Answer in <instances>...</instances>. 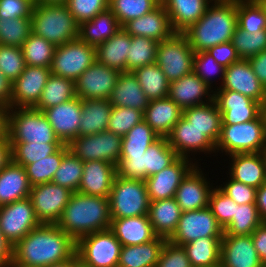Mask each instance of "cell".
Listing matches in <instances>:
<instances>
[{
	"label": "cell",
	"mask_w": 266,
	"mask_h": 267,
	"mask_svg": "<svg viewBox=\"0 0 266 267\" xmlns=\"http://www.w3.org/2000/svg\"><path fill=\"white\" fill-rule=\"evenodd\" d=\"M33 7L29 0H0V20L31 18Z\"/></svg>",
	"instance_id": "obj_62"
},
{
	"label": "cell",
	"mask_w": 266,
	"mask_h": 267,
	"mask_svg": "<svg viewBox=\"0 0 266 267\" xmlns=\"http://www.w3.org/2000/svg\"><path fill=\"white\" fill-rule=\"evenodd\" d=\"M214 101L222 114V125H235L255 120L262 105L232 90H215Z\"/></svg>",
	"instance_id": "obj_17"
},
{
	"label": "cell",
	"mask_w": 266,
	"mask_h": 267,
	"mask_svg": "<svg viewBox=\"0 0 266 267\" xmlns=\"http://www.w3.org/2000/svg\"><path fill=\"white\" fill-rule=\"evenodd\" d=\"M76 241L56 224L41 223L13 246L12 263L22 267H48L71 259Z\"/></svg>",
	"instance_id": "obj_1"
},
{
	"label": "cell",
	"mask_w": 266,
	"mask_h": 267,
	"mask_svg": "<svg viewBox=\"0 0 266 267\" xmlns=\"http://www.w3.org/2000/svg\"><path fill=\"white\" fill-rule=\"evenodd\" d=\"M12 161V146L9 138L0 140V171Z\"/></svg>",
	"instance_id": "obj_68"
},
{
	"label": "cell",
	"mask_w": 266,
	"mask_h": 267,
	"mask_svg": "<svg viewBox=\"0 0 266 267\" xmlns=\"http://www.w3.org/2000/svg\"><path fill=\"white\" fill-rule=\"evenodd\" d=\"M197 161L179 157L170 166L146 178L145 183L150 201L173 198L182 179L196 164L200 163Z\"/></svg>",
	"instance_id": "obj_18"
},
{
	"label": "cell",
	"mask_w": 266,
	"mask_h": 267,
	"mask_svg": "<svg viewBox=\"0 0 266 267\" xmlns=\"http://www.w3.org/2000/svg\"><path fill=\"white\" fill-rule=\"evenodd\" d=\"M262 267H266V262L265 263H262Z\"/></svg>",
	"instance_id": "obj_80"
},
{
	"label": "cell",
	"mask_w": 266,
	"mask_h": 267,
	"mask_svg": "<svg viewBox=\"0 0 266 267\" xmlns=\"http://www.w3.org/2000/svg\"><path fill=\"white\" fill-rule=\"evenodd\" d=\"M31 187L25 168L12 160L0 171V207L29 197Z\"/></svg>",
	"instance_id": "obj_32"
},
{
	"label": "cell",
	"mask_w": 266,
	"mask_h": 267,
	"mask_svg": "<svg viewBox=\"0 0 266 267\" xmlns=\"http://www.w3.org/2000/svg\"><path fill=\"white\" fill-rule=\"evenodd\" d=\"M72 267H89V266L83 264L79 259H77V260L74 262V264H73Z\"/></svg>",
	"instance_id": "obj_73"
},
{
	"label": "cell",
	"mask_w": 266,
	"mask_h": 267,
	"mask_svg": "<svg viewBox=\"0 0 266 267\" xmlns=\"http://www.w3.org/2000/svg\"><path fill=\"white\" fill-rule=\"evenodd\" d=\"M56 46L43 37L31 33L21 47L28 66L51 67Z\"/></svg>",
	"instance_id": "obj_46"
},
{
	"label": "cell",
	"mask_w": 266,
	"mask_h": 267,
	"mask_svg": "<svg viewBox=\"0 0 266 267\" xmlns=\"http://www.w3.org/2000/svg\"><path fill=\"white\" fill-rule=\"evenodd\" d=\"M215 149L216 153L224 152L227 156L263 152L266 149V124L263 113L252 121L221 125L220 137Z\"/></svg>",
	"instance_id": "obj_5"
},
{
	"label": "cell",
	"mask_w": 266,
	"mask_h": 267,
	"mask_svg": "<svg viewBox=\"0 0 266 267\" xmlns=\"http://www.w3.org/2000/svg\"><path fill=\"white\" fill-rule=\"evenodd\" d=\"M79 136L95 135L107 131L113 106L108 99L82 100Z\"/></svg>",
	"instance_id": "obj_38"
},
{
	"label": "cell",
	"mask_w": 266,
	"mask_h": 267,
	"mask_svg": "<svg viewBox=\"0 0 266 267\" xmlns=\"http://www.w3.org/2000/svg\"><path fill=\"white\" fill-rule=\"evenodd\" d=\"M182 110L214 100V90L204 83L193 71L170 82L168 96Z\"/></svg>",
	"instance_id": "obj_24"
},
{
	"label": "cell",
	"mask_w": 266,
	"mask_h": 267,
	"mask_svg": "<svg viewBox=\"0 0 266 267\" xmlns=\"http://www.w3.org/2000/svg\"><path fill=\"white\" fill-rule=\"evenodd\" d=\"M237 27V0H214L205 14L183 34L193 52L230 42Z\"/></svg>",
	"instance_id": "obj_2"
},
{
	"label": "cell",
	"mask_w": 266,
	"mask_h": 267,
	"mask_svg": "<svg viewBox=\"0 0 266 267\" xmlns=\"http://www.w3.org/2000/svg\"><path fill=\"white\" fill-rule=\"evenodd\" d=\"M132 72L149 101L168 96L170 82L156 63L138 67Z\"/></svg>",
	"instance_id": "obj_41"
},
{
	"label": "cell",
	"mask_w": 266,
	"mask_h": 267,
	"mask_svg": "<svg viewBox=\"0 0 266 267\" xmlns=\"http://www.w3.org/2000/svg\"><path fill=\"white\" fill-rule=\"evenodd\" d=\"M25 67L26 63L20 47L0 44V71L5 77L13 83Z\"/></svg>",
	"instance_id": "obj_56"
},
{
	"label": "cell",
	"mask_w": 266,
	"mask_h": 267,
	"mask_svg": "<svg viewBox=\"0 0 266 267\" xmlns=\"http://www.w3.org/2000/svg\"><path fill=\"white\" fill-rule=\"evenodd\" d=\"M159 138L155 131L142 120L122 137L121 155L144 154Z\"/></svg>",
	"instance_id": "obj_45"
},
{
	"label": "cell",
	"mask_w": 266,
	"mask_h": 267,
	"mask_svg": "<svg viewBox=\"0 0 266 267\" xmlns=\"http://www.w3.org/2000/svg\"><path fill=\"white\" fill-rule=\"evenodd\" d=\"M76 23L92 20L109 8V0H67L66 4Z\"/></svg>",
	"instance_id": "obj_57"
},
{
	"label": "cell",
	"mask_w": 266,
	"mask_h": 267,
	"mask_svg": "<svg viewBox=\"0 0 266 267\" xmlns=\"http://www.w3.org/2000/svg\"><path fill=\"white\" fill-rule=\"evenodd\" d=\"M10 108L0 104V140L8 139Z\"/></svg>",
	"instance_id": "obj_70"
},
{
	"label": "cell",
	"mask_w": 266,
	"mask_h": 267,
	"mask_svg": "<svg viewBox=\"0 0 266 267\" xmlns=\"http://www.w3.org/2000/svg\"><path fill=\"white\" fill-rule=\"evenodd\" d=\"M208 52L220 65L227 68L240 60L232 42L221 43L208 49Z\"/></svg>",
	"instance_id": "obj_63"
},
{
	"label": "cell",
	"mask_w": 266,
	"mask_h": 267,
	"mask_svg": "<svg viewBox=\"0 0 266 267\" xmlns=\"http://www.w3.org/2000/svg\"><path fill=\"white\" fill-rule=\"evenodd\" d=\"M31 18L32 32L55 46L78 38L79 25L65 4H36Z\"/></svg>",
	"instance_id": "obj_4"
},
{
	"label": "cell",
	"mask_w": 266,
	"mask_h": 267,
	"mask_svg": "<svg viewBox=\"0 0 266 267\" xmlns=\"http://www.w3.org/2000/svg\"><path fill=\"white\" fill-rule=\"evenodd\" d=\"M169 145L175 150L179 157L192 159L190 155L208 153L216 154L215 144L206 137L200 130L193 127L183 116L173 127L171 133L167 136ZM191 153V154H190Z\"/></svg>",
	"instance_id": "obj_22"
},
{
	"label": "cell",
	"mask_w": 266,
	"mask_h": 267,
	"mask_svg": "<svg viewBox=\"0 0 266 267\" xmlns=\"http://www.w3.org/2000/svg\"><path fill=\"white\" fill-rule=\"evenodd\" d=\"M110 230L122 246L140 245L157 237L148 215L112 219Z\"/></svg>",
	"instance_id": "obj_28"
},
{
	"label": "cell",
	"mask_w": 266,
	"mask_h": 267,
	"mask_svg": "<svg viewBox=\"0 0 266 267\" xmlns=\"http://www.w3.org/2000/svg\"><path fill=\"white\" fill-rule=\"evenodd\" d=\"M62 145L63 143H11L12 160L24 167L55 153Z\"/></svg>",
	"instance_id": "obj_51"
},
{
	"label": "cell",
	"mask_w": 266,
	"mask_h": 267,
	"mask_svg": "<svg viewBox=\"0 0 266 267\" xmlns=\"http://www.w3.org/2000/svg\"><path fill=\"white\" fill-rule=\"evenodd\" d=\"M178 158L167 137H160L144 153L145 179L170 166Z\"/></svg>",
	"instance_id": "obj_42"
},
{
	"label": "cell",
	"mask_w": 266,
	"mask_h": 267,
	"mask_svg": "<svg viewBox=\"0 0 266 267\" xmlns=\"http://www.w3.org/2000/svg\"><path fill=\"white\" fill-rule=\"evenodd\" d=\"M67 0H38V4H66Z\"/></svg>",
	"instance_id": "obj_72"
},
{
	"label": "cell",
	"mask_w": 266,
	"mask_h": 267,
	"mask_svg": "<svg viewBox=\"0 0 266 267\" xmlns=\"http://www.w3.org/2000/svg\"><path fill=\"white\" fill-rule=\"evenodd\" d=\"M78 259L77 255L75 254L71 259L64 261V262H60V263H56V264H52L49 265L48 267H72L74 262Z\"/></svg>",
	"instance_id": "obj_71"
},
{
	"label": "cell",
	"mask_w": 266,
	"mask_h": 267,
	"mask_svg": "<svg viewBox=\"0 0 266 267\" xmlns=\"http://www.w3.org/2000/svg\"><path fill=\"white\" fill-rule=\"evenodd\" d=\"M120 73L96 60L75 80L76 97L82 100L109 99Z\"/></svg>",
	"instance_id": "obj_15"
},
{
	"label": "cell",
	"mask_w": 266,
	"mask_h": 267,
	"mask_svg": "<svg viewBox=\"0 0 266 267\" xmlns=\"http://www.w3.org/2000/svg\"><path fill=\"white\" fill-rule=\"evenodd\" d=\"M262 113L265 119V124H266V100L265 102L262 104Z\"/></svg>",
	"instance_id": "obj_74"
},
{
	"label": "cell",
	"mask_w": 266,
	"mask_h": 267,
	"mask_svg": "<svg viewBox=\"0 0 266 267\" xmlns=\"http://www.w3.org/2000/svg\"><path fill=\"white\" fill-rule=\"evenodd\" d=\"M75 97V81L51 73L38 103L33 108L42 111Z\"/></svg>",
	"instance_id": "obj_40"
},
{
	"label": "cell",
	"mask_w": 266,
	"mask_h": 267,
	"mask_svg": "<svg viewBox=\"0 0 266 267\" xmlns=\"http://www.w3.org/2000/svg\"><path fill=\"white\" fill-rule=\"evenodd\" d=\"M193 72L210 88L215 90L213 87V82L216 83L214 77H217L216 75H218L222 85L224 81L225 67L220 65L208 52L201 51L195 53Z\"/></svg>",
	"instance_id": "obj_55"
},
{
	"label": "cell",
	"mask_w": 266,
	"mask_h": 267,
	"mask_svg": "<svg viewBox=\"0 0 266 267\" xmlns=\"http://www.w3.org/2000/svg\"><path fill=\"white\" fill-rule=\"evenodd\" d=\"M96 60V47L77 38L56 46L50 71L75 81Z\"/></svg>",
	"instance_id": "obj_10"
},
{
	"label": "cell",
	"mask_w": 266,
	"mask_h": 267,
	"mask_svg": "<svg viewBox=\"0 0 266 267\" xmlns=\"http://www.w3.org/2000/svg\"><path fill=\"white\" fill-rule=\"evenodd\" d=\"M8 138L10 143H62L40 110L10 108Z\"/></svg>",
	"instance_id": "obj_7"
},
{
	"label": "cell",
	"mask_w": 266,
	"mask_h": 267,
	"mask_svg": "<svg viewBox=\"0 0 266 267\" xmlns=\"http://www.w3.org/2000/svg\"><path fill=\"white\" fill-rule=\"evenodd\" d=\"M34 6L38 4V0H29Z\"/></svg>",
	"instance_id": "obj_77"
},
{
	"label": "cell",
	"mask_w": 266,
	"mask_h": 267,
	"mask_svg": "<svg viewBox=\"0 0 266 267\" xmlns=\"http://www.w3.org/2000/svg\"><path fill=\"white\" fill-rule=\"evenodd\" d=\"M67 146L83 162L99 160L117 166L121 156L122 137L110 131H102L95 135L78 136Z\"/></svg>",
	"instance_id": "obj_11"
},
{
	"label": "cell",
	"mask_w": 266,
	"mask_h": 267,
	"mask_svg": "<svg viewBox=\"0 0 266 267\" xmlns=\"http://www.w3.org/2000/svg\"><path fill=\"white\" fill-rule=\"evenodd\" d=\"M209 208L224 229L232 220L235 212V201L224 194L217 186L211 191Z\"/></svg>",
	"instance_id": "obj_58"
},
{
	"label": "cell",
	"mask_w": 266,
	"mask_h": 267,
	"mask_svg": "<svg viewBox=\"0 0 266 267\" xmlns=\"http://www.w3.org/2000/svg\"><path fill=\"white\" fill-rule=\"evenodd\" d=\"M13 260V245L3 236L0 230V267H8Z\"/></svg>",
	"instance_id": "obj_66"
},
{
	"label": "cell",
	"mask_w": 266,
	"mask_h": 267,
	"mask_svg": "<svg viewBox=\"0 0 266 267\" xmlns=\"http://www.w3.org/2000/svg\"><path fill=\"white\" fill-rule=\"evenodd\" d=\"M264 8L265 12H266V0H257Z\"/></svg>",
	"instance_id": "obj_75"
},
{
	"label": "cell",
	"mask_w": 266,
	"mask_h": 267,
	"mask_svg": "<svg viewBox=\"0 0 266 267\" xmlns=\"http://www.w3.org/2000/svg\"><path fill=\"white\" fill-rule=\"evenodd\" d=\"M157 41L142 36H131V45L127 54L126 72L156 63Z\"/></svg>",
	"instance_id": "obj_47"
},
{
	"label": "cell",
	"mask_w": 266,
	"mask_h": 267,
	"mask_svg": "<svg viewBox=\"0 0 266 267\" xmlns=\"http://www.w3.org/2000/svg\"><path fill=\"white\" fill-rule=\"evenodd\" d=\"M228 175L243 184L259 188L266 183L265 163L262 152L237 153L228 157Z\"/></svg>",
	"instance_id": "obj_27"
},
{
	"label": "cell",
	"mask_w": 266,
	"mask_h": 267,
	"mask_svg": "<svg viewBox=\"0 0 266 267\" xmlns=\"http://www.w3.org/2000/svg\"><path fill=\"white\" fill-rule=\"evenodd\" d=\"M156 1H158L160 4L164 2V0H156Z\"/></svg>",
	"instance_id": "obj_79"
},
{
	"label": "cell",
	"mask_w": 266,
	"mask_h": 267,
	"mask_svg": "<svg viewBox=\"0 0 266 267\" xmlns=\"http://www.w3.org/2000/svg\"><path fill=\"white\" fill-rule=\"evenodd\" d=\"M72 194L73 192L64 186L48 182L32 186L29 198L40 223L56 224Z\"/></svg>",
	"instance_id": "obj_14"
},
{
	"label": "cell",
	"mask_w": 266,
	"mask_h": 267,
	"mask_svg": "<svg viewBox=\"0 0 266 267\" xmlns=\"http://www.w3.org/2000/svg\"><path fill=\"white\" fill-rule=\"evenodd\" d=\"M262 222L255 203H235L234 216L224 228V235H251Z\"/></svg>",
	"instance_id": "obj_44"
},
{
	"label": "cell",
	"mask_w": 266,
	"mask_h": 267,
	"mask_svg": "<svg viewBox=\"0 0 266 267\" xmlns=\"http://www.w3.org/2000/svg\"><path fill=\"white\" fill-rule=\"evenodd\" d=\"M255 205L263 222H266V183L257 188Z\"/></svg>",
	"instance_id": "obj_69"
},
{
	"label": "cell",
	"mask_w": 266,
	"mask_h": 267,
	"mask_svg": "<svg viewBox=\"0 0 266 267\" xmlns=\"http://www.w3.org/2000/svg\"><path fill=\"white\" fill-rule=\"evenodd\" d=\"M254 247L262 263L266 262V222H262L251 234Z\"/></svg>",
	"instance_id": "obj_64"
},
{
	"label": "cell",
	"mask_w": 266,
	"mask_h": 267,
	"mask_svg": "<svg viewBox=\"0 0 266 267\" xmlns=\"http://www.w3.org/2000/svg\"><path fill=\"white\" fill-rule=\"evenodd\" d=\"M214 0H164L173 30L183 33L196 23Z\"/></svg>",
	"instance_id": "obj_30"
},
{
	"label": "cell",
	"mask_w": 266,
	"mask_h": 267,
	"mask_svg": "<svg viewBox=\"0 0 266 267\" xmlns=\"http://www.w3.org/2000/svg\"><path fill=\"white\" fill-rule=\"evenodd\" d=\"M111 220L107 197L73 192L56 225L77 241L87 234L110 229Z\"/></svg>",
	"instance_id": "obj_3"
},
{
	"label": "cell",
	"mask_w": 266,
	"mask_h": 267,
	"mask_svg": "<svg viewBox=\"0 0 266 267\" xmlns=\"http://www.w3.org/2000/svg\"><path fill=\"white\" fill-rule=\"evenodd\" d=\"M130 45L131 35L121 27L111 38L96 46L97 61L109 68L126 72Z\"/></svg>",
	"instance_id": "obj_35"
},
{
	"label": "cell",
	"mask_w": 266,
	"mask_h": 267,
	"mask_svg": "<svg viewBox=\"0 0 266 267\" xmlns=\"http://www.w3.org/2000/svg\"><path fill=\"white\" fill-rule=\"evenodd\" d=\"M159 5L156 0H109V9L121 27L130 20L153 11Z\"/></svg>",
	"instance_id": "obj_50"
},
{
	"label": "cell",
	"mask_w": 266,
	"mask_h": 267,
	"mask_svg": "<svg viewBox=\"0 0 266 267\" xmlns=\"http://www.w3.org/2000/svg\"><path fill=\"white\" fill-rule=\"evenodd\" d=\"M121 28L116 16L108 8L97 14L92 20L79 25L78 38L97 46L111 38Z\"/></svg>",
	"instance_id": "obj_37"
},
{
	"label": "cell",
	"mask_w": 266,
	"mask_h": 267,
	"mask_svg": "<svg viewBox=\"0 0 266 267\" xmlns=\"http://www.w3.org/2000/svg\"><path fill=\"white\" fill-rule=\"evenodd\" d=\"M237 26L255 33L266 30V12L257 0H237Z\"/></svg>",
	"instance_id": "obj_49"
},
{
	"label": "cell",
	"mask_w": 266,
	"mask_h": 267,
	"mask_svg": "<svg viewBox=\"0 0 266 267\" xmlns=\"http://www.w3.org/2000/svg\"><path fill=\"white\" fill-rule=\"evenodd\" d=\"M32 33V18L0 20V44L22 47Z\"/></svg>",
	"instance_id": "obj_52"
},
{
	"label": "cell",
	"mask_w": 266,
	"mask_h": 267,
	"mask_svg": "<svg viewBox=\"0 0 266 267\" xmlns=\"http://www.w3.org/2000/svg\"><path fill=\"white\" fill-rule=\"evenodd\" d=\"M8 267H22V266H19V265H16L14 263H11Z\"/></svg>",
	"instance_id": "obj_78"
},
{
	"label": "cell",
	"mask_w": 266,
	"mask_h": 267,
	"mask_svg": "<svg viewBox=\"0 0 266 267\" xmlns=\"http://www.w3.org/2000/svg\"><path fill=\"white\" fill-rule=\"evenodd\" d=\"M262 156H263V159H264L265 171H266V149L262 152Z\"/></svg>",
	"instance_id": "obj_76"
},
{
	"label": "cell",
	"mask_w": 266,
	"mask_h": 267,
	"mask_svg": "<svg viewBox=\"0 0 266 267\" xmlns=\"http://www.w3.org/2000/svg\"><path fill=\"white\" fill-rule=\"evenodd\" d=\"M116 175V166L107 161L84 162L78 192L84 195L108 198Z\"/></svg>",
	"instance_id": "obj_26"
},
{
	"label": "cell",
	"mask_w": 266,
	"mask_h": 267,
	"mask_svg": "<svg viewBox=\"0 0 266 267\" xmlns=\"http://www.w3.org/2000/svg\"><path fill=\"white\" fill-rule=\"evenodd\" d=\"M253 72L266 89V50L248 58Z\"/></svg>",
	"instance_id": "obj_65"
},
{
	"label": "cell",
	"mask_w": 266,
	"mask_h": 267,
	"mask_svg": "<svg viewBox=\"0 0 266 267\" xmlns=\"http://www.w3.org/2000/svg\"><path fill=\"white\" fill-rule=\"evenodd\" d=\"M108 100L113 107L134 108L143 113L149 105V99L131 71L120 73Z\"/></svg>",
	"instance_id": "obj_31"
},
{
	"label": "cell",
	"mask_w": 266,
	"mask_h": 267,
	"mask_svg": "<svg viewBox=\"0 0 266 267\" xmlns=\"http://www.w3.org/2000/svg\"><path fill=\"white\" fill-rule=\"evenodd\" d=\"M40 224L29 197L0 207V230L13 246Z\"/></svg>",
	"instance_id": "obj_13"
},
{
	"label": "cell",
	"mask_w": 266,
	"mask_h": 267,
	"mask_svg": "<svg viewBox=\"0 0 266 267\" xmlns=\"http://www.w3.org/2000/svg\"><path fill=\"white\" fill-rule=\"evenodd\" d=\"M144 121L159 137H167L182 116V109L168 97L150 100Z\"/></svg>",
	"instance_id": "obj_29"
},
{
	"label": "cell",
	"mask_w": 266,
	"mask_h": 267,
	"mask_svg": "<svg viewBox=\"0 0 266 267\" xmlns=\"http://www.w3.org/2000/svg\"><path fill=\"white\" fill-rule=\"evenodd\" d=\"M156 267H192L182 245L166 240Z\"/></svg>",
	"instance_id": "obj_60"
},
{
	"label": "cell",
	"mask_w": 266,
	"mask_h": 267,
	"mask_svg": "<svg viewBox=\"0 0 266 267\" xmlns=\"http://www.w3.org/2000/svg\"><path fill=\"white\" fill-rule=\"evenodd\" d=\"M13 83L0 71V104L11 108Z\"/></svg>",
	"instance_id": "obj_67"
},
{
	"label": "cell",
	"mask_w": 266,
	"mask_h": 267,
	"mask_svg": "<svg viewBox=\"0 0 266 267\" xmlns=\"http://www.w3.org/2000/svg\"><path fill=\"white\" fill-rule=\"evenodd\" d=\"M167 239L154 240L132 246H122L117 267H156Z\"/></svg>",
	"instance_id": "obj_36"
},
{
	"label": "cell",
	"mask_w": 266,
	"mask_h": 267,
	"mask_svg": "<svg viewBox=\"0 0 266 267\" xmlns=\"http://www.w3.org/2000/svg\"><path fill=\"white\" fill-rule=\"evenodd\" d=\"M222 237H202L184 244L192 267H220Z\"/></svg>",
	"instance_id": "obj_39"
},
{
	"label": "cell",
	"mask_w": 266,
	"mask_h": 267,
	"mask_svg": "<svg viewBox=\"0 0 266 267\" xmlns=\"http://www.w3.org/2000/svg\"><path fill=\"white\" fill-rule=\"evenodd\" d=\"M215 90H232L259 102L266 100V89L252 70L248 59H240L225 68L224 81Z\"/></svg>",
	"instance_id": "obj_20"
},
{
	"label": "cell",
	"mask_w": 266,
	"mask_h": 267,
	"mask_svg": "<svg viewBox=\"0 0 266 267\" xmlns=\"http://www.w3.org/2000/svg\"><path fill=\"white\" fill-rule=\"evenodd\" d=\"M182 116L215 145L220 137L222 114L215 101L182 110Z\"/></svg>",
	"instance_id": "obj_33"
},
{
	"label": "cell",
	"mask_w": 266,
	"mask_h": 267,
	"mask_svg": "<svg viewBox=\"0 0 266 267\" xmlns=\"http://www.w3.org/2000/svg\"><path fill=\"white\" fill-rule=\"evenodd\" d=\"M82 99L75 97L62 104L42 110L55 135L63 144L79 136Z\"/></svg>",
	"instance_id": "obj_21"
},
{
	"label": "cell",
	"mask_w": 266,
	"mask_h": 267,
	"mask_svg": "<svg viewBox=\"0 0 266 267\" xmlns=\"http://www.w3.org/2000/svg\"><path fill=\"white\" fill-rule=\"evenodd\" d=\"M121 248L110 229L87 234L76 241V255L89 267H117Z\"/></svg>",
	"instance_id": "obj_8"
},
{
	"label": "cell",
	"mask_w": 266,
	"mask_h": 267,
	"mask_svg": "<svg viewBox=\"0 0 266 267\" xmlns=\"http://www.w3.org/2000/svg\"><path fill=\"white\" fill-rule=\"evenodd\" d=\"M224 229L218 223L209 207L182 212L176 230L168 239L177 245H184L202 237H223Z\"/></svg>",
	"instance_id": "obj_12"
},
{
	"label": "cell",
	"mask_w": 266,
	"mask_h": 267,
	"mask_svg": "<svg viewBox=\"0 0 266 267\" xmlns=\"http://www.w3.org/2000/svg\"><path fill=\"white\" fill-rule=\"evenodd\" d=\"M117 176L145 180L144 154L121 155L116 166Z\"/></svg>",
	"instance_id": "obj_61"
},
{
	"label": "cell",
	"mask_w": 266,
	"mask_h": 267,
	"mask_svg": "<svg viewBox=\"0 0 266 267\" xmlns=\"http://www.w3.org/2000/svg\"><path fill=\"white\" fill-rule=\"evenodd\" d=\"M182 210L175 198L151 201L148 219L158 237L169 239L176 230Z\"/></svg>",
	"instance_id": "obj_34"
},
{
	"label": "cell",
	"mask_w": 266,
	"mask_h": 267,
	"mask_svg": "<svg viewBox=\"0 0 266 267\" xmlns=\"http://www.w3.org/2000/svg\"><path fill=\"white\" fill-rule=\"evenodd\" d=\"M50 74L49 67L26 65L13 82L11 108H33L38 103Z\"/></svg>",
	"instance_id": "obj_19"
},
{
	"label": "cell",
	"mask_w": 266,
	"mask_h": 267,
	"mask_svg": "<svg viewBox=\"0 0 266 267\" xmlns=\"http://www.w3.org/2000/svg\"><path fill=\"white\" fill-rule=\"evenodd\" d=\"M83 167L84 162L68 149L67 144H64V157L51 182L64 186L72 192H78Z\"/></svg>",
	"instance_id": "obj_43"
},
{
	"label": "cell",
	"mask_w": 266,
	"mask_h": 267,
	"mask_svg": "<svg viewBox=\"0 0 266 267\" xmlns=\"http://www.w3.org/2000/svg\"><path fill=\"white\" fill-rule=\"evenodd\" d=\"M220 267H262L251 235H223Z\"/></svg>",
	"instance_id": "obj_23"
},
{
	"label": "cell",
	"mask_w": 266,
	"mask_h": 267,
	"mask_svg": "<svg viewBox=\"0 0 266 267\" xmlns=\"http://www.w3.org/2000/svg\"><path fill=\"white\" fill-rule=\"evenodd\" d=\"M231 42L240 59H248L266 50V30L249 33L237 26Z\"/></svg>",
	"instance_id": "obj_53"
},
{
	"label": "cell",
	"mask_w": 266,
	"mask_h": 267,
	"mask_svg": "<svg viewBox=\"0 0 266 267\" xmlns=\"http://www.w3.org/2000/svg\"><path fill=\"white\" fill-rule=\"evenodd\" d=\"M111 219L147 215L150 198L145 180L115 177L109 194Z\"/></svg>",
	"instance_id": "obj_6"
},
{
	"label": "cell",
	"mask_w": 266,
	"mask_h": 267,
	"mask_svg": "<svg viewBox=\"0 0 266 267\" xmlns=\"http://www.w3.org/2000/svg\"><path fill=\"white\" fill-rule=\"evenodd\" d=\"M226 181L227 182H223V184L219 186L217 185V187L224 194L233 199L235 203L238 205L255 203L257 188L238 182L230 176Z\"/></svg>",
	"instance_id": "obj_59"
},
{
	"label": "cell",
	"mask_w": 266,
	"mask_h": 267,
	"mask_svg": "<svg viewBox=\"0 0 266 267\" xmlns=\"http://www.w3.org/2000/svg\"><path fill=\"white\" fill-rule=\"evenodd\" d=\"M143 119L144 114L140 110L127 107H113L109 117L107 131L124 137L136 124L140 123Z\"/></svg>",
	"instance_id": "obj_54"
},
{
	"label": "cell",
	"mask_w": 266,
	"mask_h": 267,
	"mask_svg": "<svg viewBox=\"0 0 266 267\" xmlns=\"http://www.w3.org/2000/svg\"><path fill=\"white\" fill-rule=\"evenodd\" d=\"M64 157V144L53 154L24 166L31 186L51 182Z\"/></svg>",
	"instance_id": "obj_48"
},
{
	"label": "cell",
	"mask_w": 266,
	"mask_h": 267,
	"mask_svg": "<svg viewBox=\"0 0 266 267\" xmlns=\"http://www.w3.org/2000/svg\"><path fill=\"white\" fill-rule=\"evenodd\" d=\"M194 56L187 37L183 33H175L158 43L156 64L172 82L193 71Z\"/></svg>",
	"instance_id": "obj_9"
},
{
	"label": "cell",
	"mask_w": 266,
	"mask_h": 267,
	"mask_svg": "<svg viewBox=\"0 0 266 267\" xmlns=\"http://www.w3.org/2000/svg\"><path fill=\"white\" fill-rule=\"evenodd\" d=\"M122 28L131 36L151 38L157 42L167 40L176 33L162 4L153 11L130 20Z\"/></svg>",
	"instance_id": "obj_25"
},
{
	"label": "cell",
	"mask_w": 266,
	"mask_h": 267,
	"mask_svg": "<svg viewBox=\"0 0 266 267\" xmlns=\"http://www.w3.org/2000/svg\"><path fill=\"white\" fill-rule=\"evenodd\" d=\"M196 164L182 179L175 193V200L182 212L201 210L209 207V197L214 189L206 174ZM205 174V175H204Z\"/></svg>",
	"instance_id": "obj_16"
}]
</instances>
